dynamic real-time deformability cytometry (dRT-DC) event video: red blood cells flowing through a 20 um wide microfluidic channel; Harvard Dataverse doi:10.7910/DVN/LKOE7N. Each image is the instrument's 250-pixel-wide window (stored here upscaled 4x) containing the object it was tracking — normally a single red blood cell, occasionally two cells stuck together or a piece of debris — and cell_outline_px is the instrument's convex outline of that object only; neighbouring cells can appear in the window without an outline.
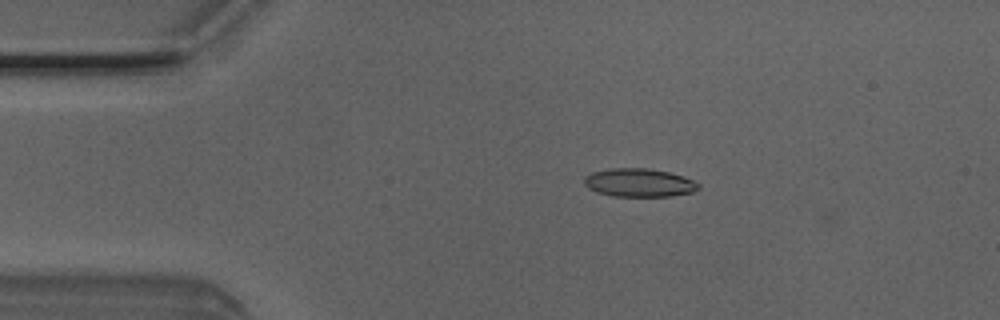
{"species": "Egyptian fruit bat (a non-hibernating species)", "species_latin": "Rousettus aegyptiacus", "temperature_condition": "room temperature", "stored_images_in_passage": 3, "camera_frame_rate_fps": 3000, "um_per_image_px": 0.085, "animal": {"sex": "male"}, "frame": {"image": 1, "passage_image": 2, "time_ms": 0.333, "image_size_px": [1000, 320], "cell_outline_px": [[700, 188], [692, 192], [672, 196], [612, 196], [596, 192], [588, 188], [584, 184], [584, 176], [592, 172], [612, 168], [648, 168], [668, 172], [692, 180], [700, 184]], "centroid_in_image_um": [54.29, 15.53], "position_along_channel_um": 30.7, "area_um2": 18.84}}